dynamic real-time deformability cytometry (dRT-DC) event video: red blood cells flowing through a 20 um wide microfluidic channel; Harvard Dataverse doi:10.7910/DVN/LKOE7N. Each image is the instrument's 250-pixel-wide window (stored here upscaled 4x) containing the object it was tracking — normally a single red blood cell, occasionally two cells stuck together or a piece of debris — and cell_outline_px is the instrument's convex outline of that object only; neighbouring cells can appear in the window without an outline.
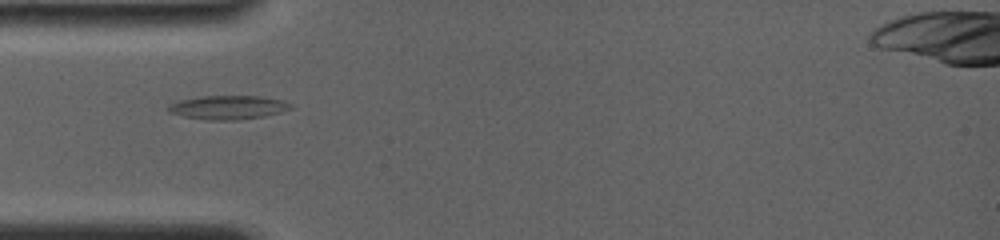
{"species": "common noctule bat (a hibernating species)", "species_latin": "Nyctalus noctula", "temperature_condition": "room temperature", "stored_images_in_passage": 50, "camera_frame_rate_fps": 4000, "um_per_image_px": 0.085, "animal": {"sex": "female", "body_mass_g": 19.0, "forearm_length_mm": 56.7}, "frame": {"image": 1, "passage_image": 1, "time_ms": 0.0, "image_size_px": [1000, 240], "cell_outline_px": [[288, 108], [280, 112], [264, 116], [232, 120], [208, 120], [184, 116], [168, 112], [168, 108], [172, 104], [180, 100], [200, 96], [260, 96], [280, 100], [288, 104]], "centroid_in_image_um": [19.32, 9.13], "position_along_channel_um": 65.7, "area_um2": 16.47}}
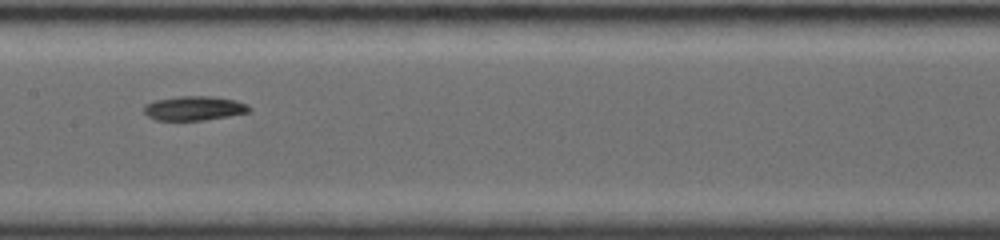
{"frame": {"image": 2, "passage_image": 23, "time_ms": 3.25, "image_size_px": [1000, 240], "cell_outline_px": [[252, 108], [248, 112], [200, 120], [156, 120], [148, 116], [144, 112], [144, 108], [148, 104], [156, 100], [180, 96], [208, 96], [236, 100]], "centroid_in_image_um": [16.48, 9.19], "position_along_channel_um": 190.9, "area_um2": 14.45}}
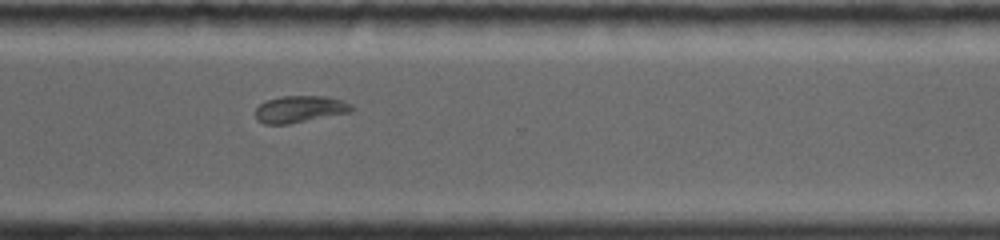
{"frame": {"image": 3, "passage_image": 49, "time_ms": 7.25, "image_size_px": [1000, 240], "cell_outline_px": [[352, 108], [348, 112], [288, 124], [264, 124], [256, 116], [256, 108], [260, 104], [268, 100], [280, 96], [324, 96], [340, 100], [352, 104]], "centroid_in_image_um": [25.45, 9.27], "position_along_channel_um": 345.1, "area_um2": 14.62}}